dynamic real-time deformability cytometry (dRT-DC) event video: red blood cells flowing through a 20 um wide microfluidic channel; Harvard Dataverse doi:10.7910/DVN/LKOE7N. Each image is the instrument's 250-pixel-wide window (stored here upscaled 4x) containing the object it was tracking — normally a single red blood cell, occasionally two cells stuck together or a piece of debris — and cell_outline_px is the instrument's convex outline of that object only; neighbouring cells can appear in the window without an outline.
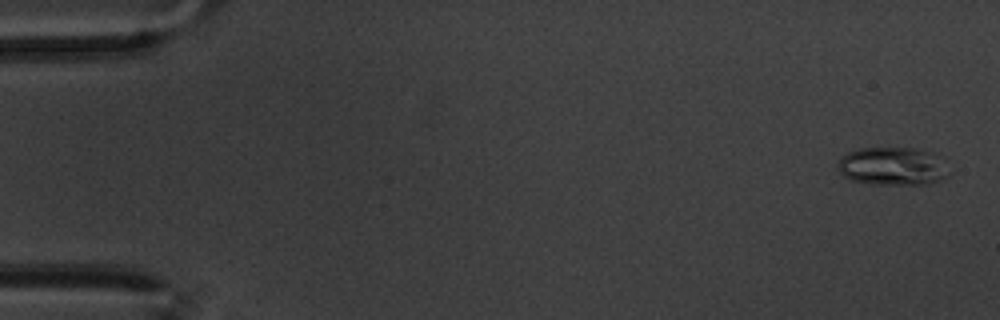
{"species": "common noctule bat (a hibernating species)", "species_latin": "Nyctalus noctula", "temperature_condition": "warm", "stored_images_in_passage": 16, "camera_frame_rate_fps": 3000, "um_per_image_px": 0.085, "animal": {"sex": "male", "body_mass_g": 20.1, "forearm_length_mm": 53.5}, "frame": {"image": 1, "passage_image": 2, "time_ms": 0.333, "image_size_px": [1000, 320], "cell_outline_px": [[948, 176], [940, 180], [928, 184], [872, 184], [852, 180], [844, 176], [840, 172], [836, 164], [848, 152], [860, 148], [916, 148], [928, 152]], "centroid_in_image_um": [75.72, 14.15], "position_along_channel_um": 9.3, "area_um2": 23.7}}